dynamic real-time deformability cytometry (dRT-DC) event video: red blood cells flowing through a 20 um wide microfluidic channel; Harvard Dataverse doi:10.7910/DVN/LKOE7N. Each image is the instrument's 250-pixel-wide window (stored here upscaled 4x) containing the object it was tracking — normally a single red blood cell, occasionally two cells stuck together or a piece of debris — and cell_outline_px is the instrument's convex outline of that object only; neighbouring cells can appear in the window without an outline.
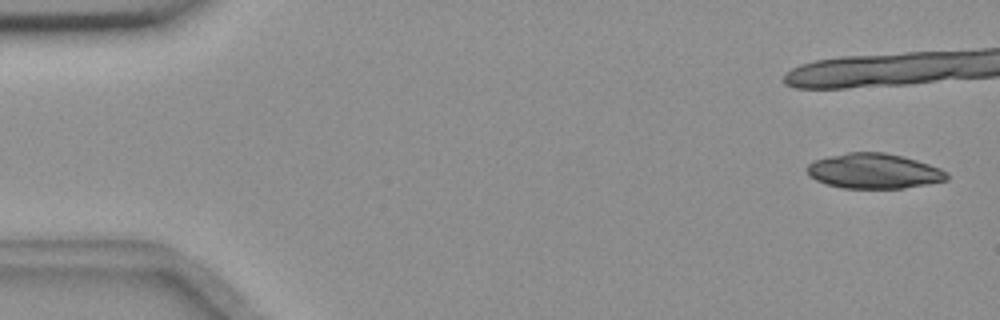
{"species": "common noctule bat (a hibernating species)", "species_latin": "Nyctalus noctula", "temperature_condition": "room temperature", "stored_images_in_passage": 8, "camera_frame_rate_fps": 3000, "um_per_image_px": 0.085, "animal": {"sex": "female", "body_mass_g": 18.4}, "frame": {"image": 1, "passage_image": 1, "time_ms": 0.0, "image_size_px": [1000, 320], "cell_outline_px": [[948, 180], [928, 184], [904, 188], [844, 188], [828, 184], [816, 180], [808, 176], [804, 168], [812, 160], [828, 156], [848, 152], [884, 152], [916, 160], [940, 168], [948, 172]], "centroid_in_image_um": [74.25, 14.54], "position_along_channel_um": 10.8, "area_um2": 28.73}}